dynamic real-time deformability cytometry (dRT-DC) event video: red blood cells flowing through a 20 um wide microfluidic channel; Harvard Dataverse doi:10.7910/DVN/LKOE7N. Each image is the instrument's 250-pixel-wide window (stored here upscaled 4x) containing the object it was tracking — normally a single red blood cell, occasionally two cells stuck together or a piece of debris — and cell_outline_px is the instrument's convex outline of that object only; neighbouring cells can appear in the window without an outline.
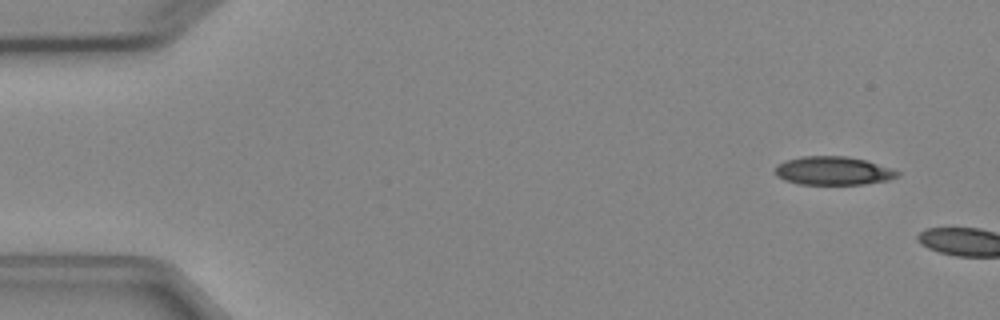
{"species": "Egyptian fruit bat (a non-hibernating species)", "species_latin": "Rousettus aegyptiacus", "temperature_condition": "cold", "stored_images_in_passage": 2, "camera_frame_rate_fps": 3000, "um_per_image_px": 0.085, "animal": {"sex": "female"}, "frame": {"image": 1, "passage_image": 1, "time_ms": 0.0, "image_size_px": [1000, 320], "cell_outline_px": [[900, 176], [888, 180], [864, 184], [800, 184], [784, 180], [776, 176], [776, 164], [784, 160], [800, 156], [844, 156], [864, 160], [892, 168], [900, 172]], "centroid_in_image_um": [70.8, 14.51], "position_along_channel_um": 14.2, "area_um2": 20.35}}